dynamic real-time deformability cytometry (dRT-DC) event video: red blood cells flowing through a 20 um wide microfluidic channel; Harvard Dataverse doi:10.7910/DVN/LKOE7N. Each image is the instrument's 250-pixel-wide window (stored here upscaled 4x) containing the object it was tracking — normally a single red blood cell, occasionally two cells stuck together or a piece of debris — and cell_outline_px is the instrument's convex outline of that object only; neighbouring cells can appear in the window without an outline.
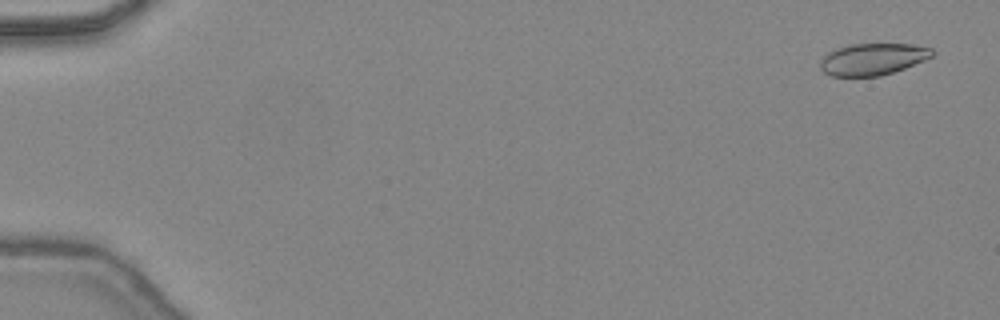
{"species": "common noctule bat (a hibernating species)", "species_latin": "Nyctalus noctula", "temperature_condition": "warm", "stored_images_in_passage": 21, "camera_frame_rate_fps": 3000, "um_per_image_px": 0.085, "animal": {"sex": "female", "body_mass_g": 24.6, "forearm_length_mm": 56.2}, "frame": {"image": 1, "passage_image": 3, "time_ms": 0.667, "image_size_px": [1000, 320], "cell_outline_px": [[936, 52], [932, 56], [924, 60], [904, 68], [880, 76], [832, 76], [824, 72], [820, 68], [820, 60], [828, 52], [836, 48], [852, 44], [912, 44], [932, 48]], "centroid_in_image_um": [74.18, 5.02], "position_along_channel_um": 10.8, "area_um2": 20.69}}
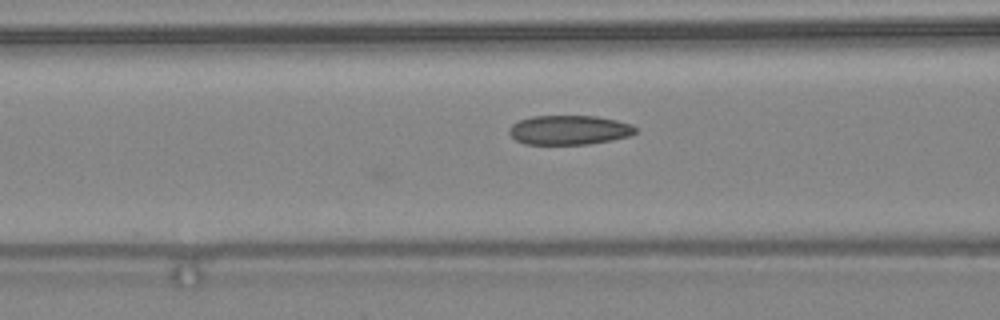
{"frame": {"image": 2, "passage_image": 21, "time_ms": 6.667, "image_size_px": [1000, 320], "cell_outline_px": [[636, 132], [628, 136], [612, 140], [588, 144], [524, 144], [516, 140], [508, 132], [508, 128], [512, 124], [520, 120], [532, 116], [596, 116], [616, 120], [632, 124], [636, 128]], "centroid_in_image_um": [48.36, 11.05], "position_along_channel_um": 118.2, "area_um2": 21.62}}